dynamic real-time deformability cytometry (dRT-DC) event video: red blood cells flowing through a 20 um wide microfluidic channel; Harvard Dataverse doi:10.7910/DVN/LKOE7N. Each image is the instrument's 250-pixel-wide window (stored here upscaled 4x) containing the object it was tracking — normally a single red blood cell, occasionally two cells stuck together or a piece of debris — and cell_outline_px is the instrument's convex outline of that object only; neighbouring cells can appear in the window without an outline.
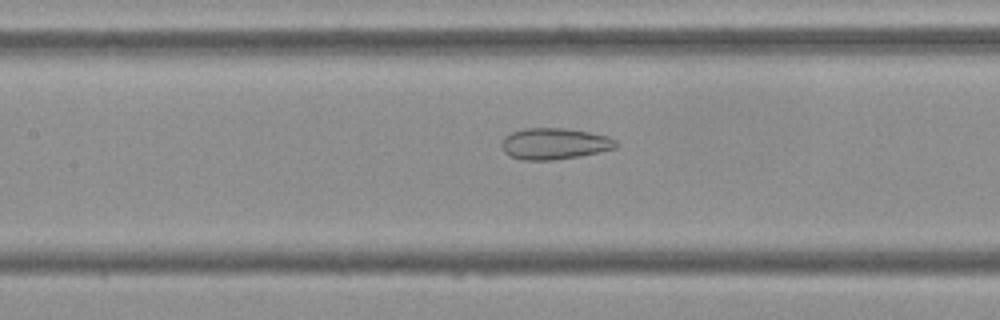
{"species": "Egyptian fruit bat (a non-hibernating species)", "species_latin": "Rousettus aegyptiacus", "temperature_condition": "cold", "stored_images_in_passage": 53, "camera_frame_rate_fps": 3000, "um_per_image_px": 0.085, "frame": {"image": 1, "passage_image": 24, "time_ms": 7.667, "image_size_px": [1000, 320], "cell_outline_px": [[620, 144], [616, 148], [580, 156], [552, 160], [520, 160], [508, 156], [504, 152], [500, 144], [504, 136], [512, 132], [524, 128], [564, 128], [588, 132], [608, 136], [616, 140]], "centroid_in_image_um": [47.1, 12.22], "position_along_channel_um": 160.3, "area_um2": 21.1}}
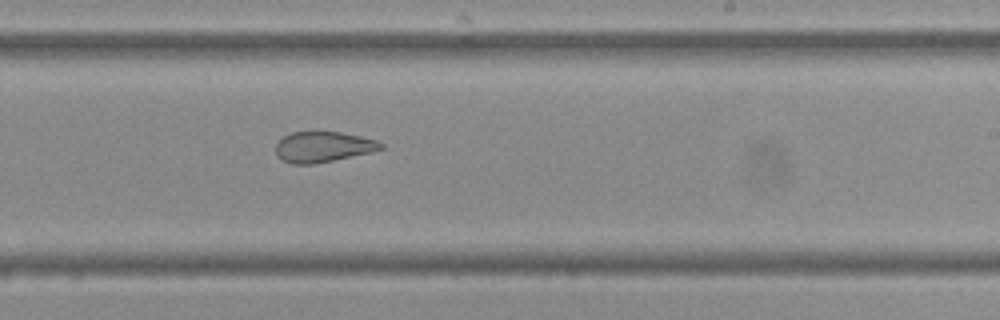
{"frame": {"image": 2, "passage_image": 32, "time_ms": 10.333, "image_size_px": [1000, 320], "cell_outline_px": [[384, 148], [372, 152], [312, 164], [292, 164], [280, 160], [276, 156], [276, 144], [284, 136], [292, 132], [340, 132], [360, 136], [376, 140], [384, 144]], "centroid_in_image_um": [27.44, 12.49], "position_along_channel_um": 261.6, "area_um2": 18.67}}
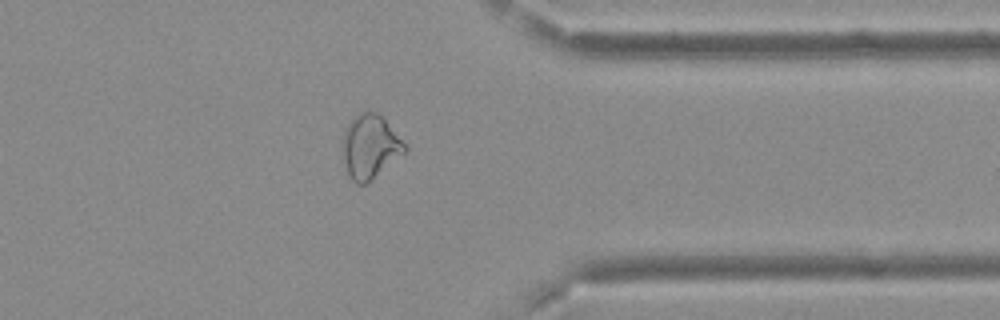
{"frame": {"image": 3, "passage_image": 42, "time_ms": 13.667, "image_size_px": [1000, 320], "cell_outline_px": [[408, 148], [404, 152], [364, 184], [356, 184], [352, 180], [348, 172], [344, 160], [344, 132], [348, 124], [360, 112], [376, 112], [384, 116]], "centroid_in_image_um": [31.47, 12.42], "position_along_channel_um": 379.9, "area_um2": 22.31}, "authors_computed_cell_mechanics": {"area_um2": 24.9696, "velocity_mm_per_s": 3.8076, "shape_relaxation_time_tau1_ms": null, "shape_relaxation_time_tau2_ms": 2.01, "deformation_change_tau1": null, "deformation_change_tau2": 0.0886}}